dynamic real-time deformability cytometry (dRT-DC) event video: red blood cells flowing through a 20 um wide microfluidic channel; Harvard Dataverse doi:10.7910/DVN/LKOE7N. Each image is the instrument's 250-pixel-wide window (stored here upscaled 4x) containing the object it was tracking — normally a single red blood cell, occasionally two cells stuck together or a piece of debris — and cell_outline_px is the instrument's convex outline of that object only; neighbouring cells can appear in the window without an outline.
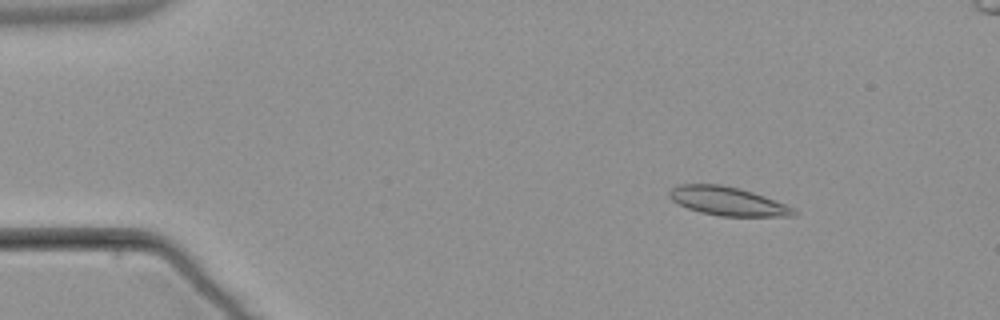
{"species": "common noctule bat (a hibernating species)", "species_latin": "Nyctalus noctula", "temperature_condition": "warm", "stored_images_in_passage": 5, "camera_frame_rate_fps": 3000, "um_per_image_px": 0.085, "animal": {"sex": "male", "body_mass_g": 21.5, "forearm_length_mm": 52.0}, "frame": {"image": 1, "passage_image": 2, "time_ms": 1.667, "image_size_px": [1000, 320], "cell_outline_px": [[800, 212], [796, 216], [720, 216], [700, 212], [688, 208], [672, 200], [668, 196], [668, 192], [676, 184], [720, 184], [740, 188], [764, 196], [784, 204]], "centroid_in_image_um": [61.84, 17.1], "position_along_channel_um": 23.2, "area_um2": 20.75}}
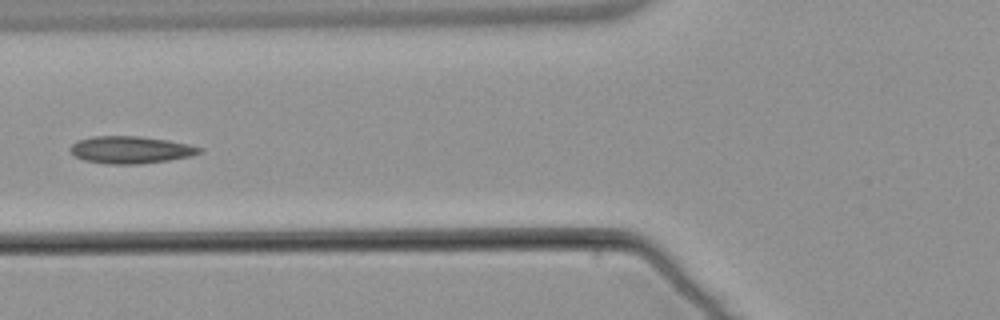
{"frame": {"image": 2, "passage_image": 5, "time_ms": 6.333, "image_size_px": [1000, 320], "cell_outline_px": [[204, 152], [192, 156], [168, 160], [140, 164], [108, 164], [84, 160], [76, 156], [68, 148], [76, 140], [92, 136], [140, 136], [168, 140], [188, 144], [204, 148]], "centroid_in_image_um": [11.13, 12.73], "position_along_channel_um": 114.7, "area_um2": 20.69}}